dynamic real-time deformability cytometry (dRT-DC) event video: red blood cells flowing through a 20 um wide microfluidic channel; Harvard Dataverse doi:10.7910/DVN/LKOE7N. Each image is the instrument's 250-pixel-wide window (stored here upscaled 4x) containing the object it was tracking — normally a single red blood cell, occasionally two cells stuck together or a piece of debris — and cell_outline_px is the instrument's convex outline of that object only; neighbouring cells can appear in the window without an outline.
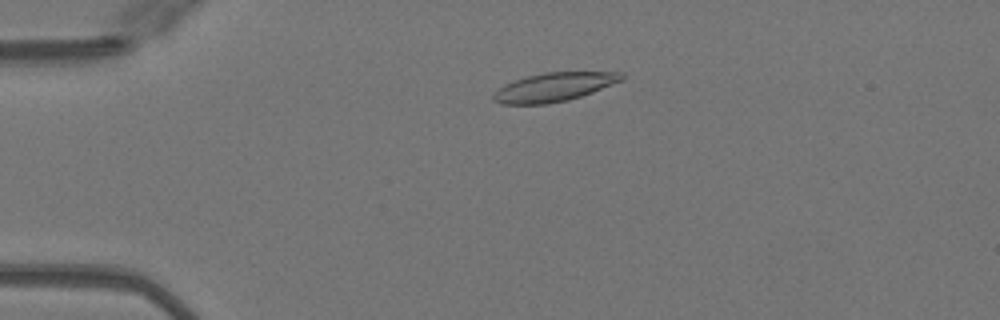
{"species": "Egyptian fruit bat (a non-hibernating species)", "species_latin": "Rousettus aegyptiacus", "temperature_condition": "warm", "stored_images_in_passage": 47, "camera_frame_rate_fps": 3000, "um_per_image_px": 0.085, "animal": {"sex": "female"}, "frame": {"image": 1, "passage_image": 8, "time_ms": 2.333, "image_size_px": [1000, 320], "cell_outline_px": [[624, 80], [592, 92], [568, 100], [548, 104], [500, 104], [492, 100], [492, 96], [504, 84], [528, 76], [544, 72], [624, 72]], "centroid_in_image_um": [47.11, 7.4], "position_along_channel_um": 37.9, "area_um2": 21.39}}
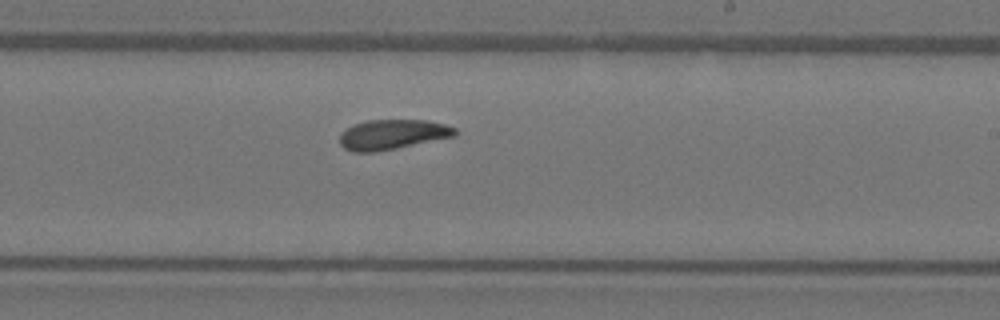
{"frame": {"image": 2, "passage_image": 27, "time_ms": 8.667, "image_size_px": [1000, 320], "cell_outline_px": [[456, 136], [396, 148], [372, 152], [352, 152], [344, 148], [340, 144], [340, 136], [352, 124], [368, 120], [424, 120], [444, 124], [456, 128]], "centroid_in_image_um": [33.35, 11.43], "position_along_channel_um": 255.6, "area_um2": 19.94}}
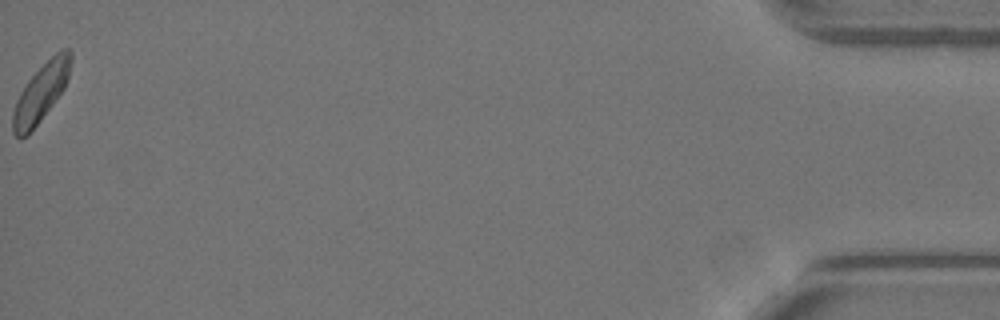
{"frame": {"image": 3, "passage_image": 47, "time_ms": 15.333, "image_size_px": [1000, 320], "cell_outline_px": [[72, 60], [68, 76], [64, 88], [28, 136], [20, 140], [12, 132], [12, 112], [16, 100], [20, 92], [28, 80], [60, 48], [68, 48], [72, 52]], "centroid_in_image_um": [3.46, 7.9], "position_along_channel_um": 431.7, "area_um2": 19.48}, "authors_computed_cell_mechanics": {"area_um2": 20.4612, "velocity_mm_per_s": 4.0666, "shape_relaxation_time_tau1_ms": null, "shape_relaxation_time_tau2_ms": 4.2645, "deformation_change_tau1": null, "deformation_change_tau2": 0.1198}}